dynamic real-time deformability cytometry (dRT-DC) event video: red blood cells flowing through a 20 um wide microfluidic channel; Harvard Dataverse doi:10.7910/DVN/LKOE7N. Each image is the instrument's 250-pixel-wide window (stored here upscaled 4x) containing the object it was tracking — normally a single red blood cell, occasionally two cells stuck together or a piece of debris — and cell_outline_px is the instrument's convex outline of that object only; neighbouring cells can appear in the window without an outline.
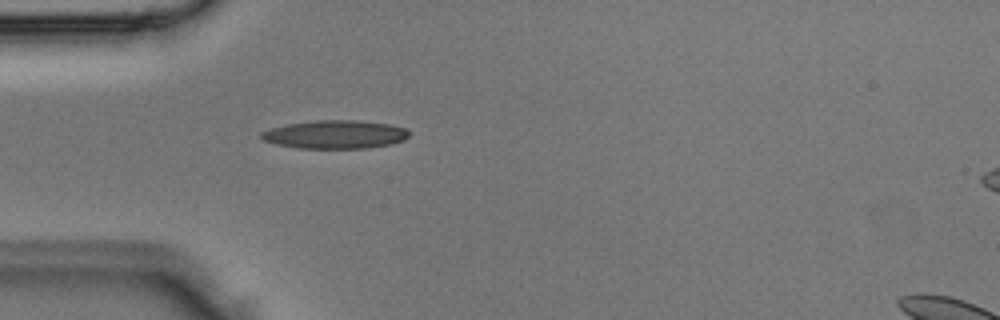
{"species": "Egyptian fruit bat (a non-hibernating species)", "species_latin": "Rousettus aegyptiacus", "temperature_condition": "room temperature", "stored_images_in_passage": 1, "camera_frame_rate_fps": 3000, "um_per_image_px": 0.085, "animal": {"sex": "male"}, "frame": {"image": 1, "passage_image": 1, "time_ms": 0.0, "image_size_px": [1000, 320], "cell_outline_px": [[408, 136], [404, 140], [392, 144], [368, 148], [300, 148], [276, 144], [264, 140], [260, 136], [260, 132], [284, 124], [316, 120], [360, 120], [388, 124], [408, 128]], "centroid_in_image_um": [28.5, 11.42], "position_along_channel_um": 56.5, "area_um2": 24.51}}